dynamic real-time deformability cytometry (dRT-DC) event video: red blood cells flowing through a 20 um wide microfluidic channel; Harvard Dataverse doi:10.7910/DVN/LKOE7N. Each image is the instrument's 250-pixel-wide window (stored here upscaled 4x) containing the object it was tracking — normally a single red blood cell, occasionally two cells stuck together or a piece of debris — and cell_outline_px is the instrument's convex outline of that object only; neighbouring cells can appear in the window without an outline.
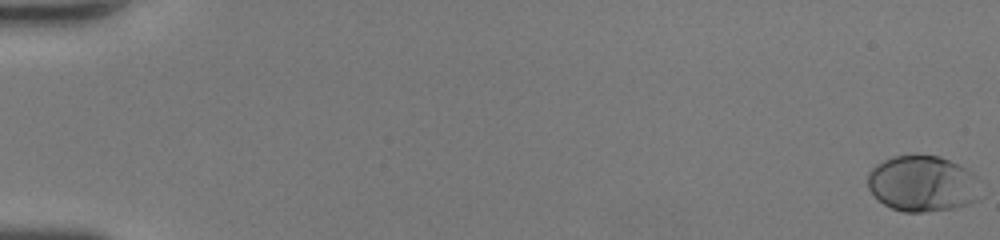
{"species": "human", "species_latin": "Homo sapiens", "temperature_condition": "room temperature", "stored_images_in_passage": 50, "camera_frame_rate_fps": 3000, "um_per_image_px": 0.085, "donor": {"sex": "female"}, "frame": {"image": 1, "passage_image": 1, "time_ms": 0.0, "image_size_px": [1000, 240], "cell_outline_px": [[976, 200], [968, 204], [956, 208], [924, 212], [904, 212], [892, 208], [884, 204], [868, 188], [868, 172], [876, 164], [892, 156], [940, 156], [972, 172], [976, 176]], "centroid_in_image_um": [78.36, 15.62], "position_along_channel_um": 6.6, "area_um2": 36.24}}
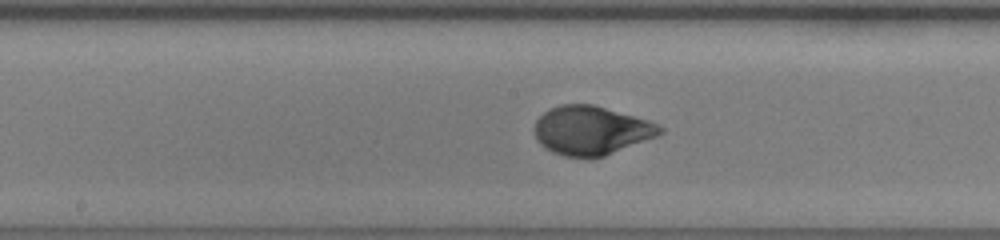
{"frame": {"image": 2, "passage_image": 28, "time_ms": 9.0, "image_size_px": [1000, 240], "cell_outline_px": [[664, 132], [656, 136], [604, 156], [564, 156], [552, 152], [544, 148], [536, 140], [536, 120], [544, 112], [560, 104], [592, 104], [648, 120], [664, 128]], "centroid_in_image_um": [50.24, 11.08], "position_along_channel_um": 198.0, "area_um2": 35.14}}
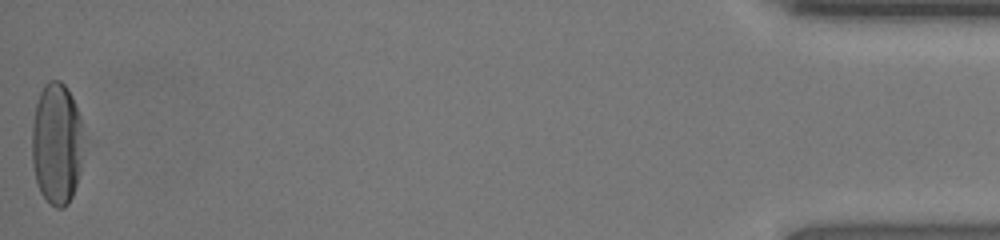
{"frame": {"image": 3, "passage_image": 50, "time_ms": 16.333, "image_size_px": [1000, 240], "cell_outline_px": [[80, 172], [72, 196], [68, 204], [64, 208], [56, 208], [40, 192], [36, 180], [32, 164], [32, 124], [36, 104], [40, 92], [44, 84], [48, 80], [60, 80], [68, 88], [72, 96], [80, 116]], "centroid_in_image_um": [4.78, 12.19], "position_along_channel_um": 430.4, "area_um2": 36.24}, "authors_computed_cell_mechanics": {"area_um2": 35.4892, "velocity_mm_per_s": 4.3851, "shape_relaxation_time_tau1_ms": 2.8086, "shape_relaxation_time_tau2_ms": null, "deformation_change_tau1": 0.2066, "deformation_change_tau2": null}}